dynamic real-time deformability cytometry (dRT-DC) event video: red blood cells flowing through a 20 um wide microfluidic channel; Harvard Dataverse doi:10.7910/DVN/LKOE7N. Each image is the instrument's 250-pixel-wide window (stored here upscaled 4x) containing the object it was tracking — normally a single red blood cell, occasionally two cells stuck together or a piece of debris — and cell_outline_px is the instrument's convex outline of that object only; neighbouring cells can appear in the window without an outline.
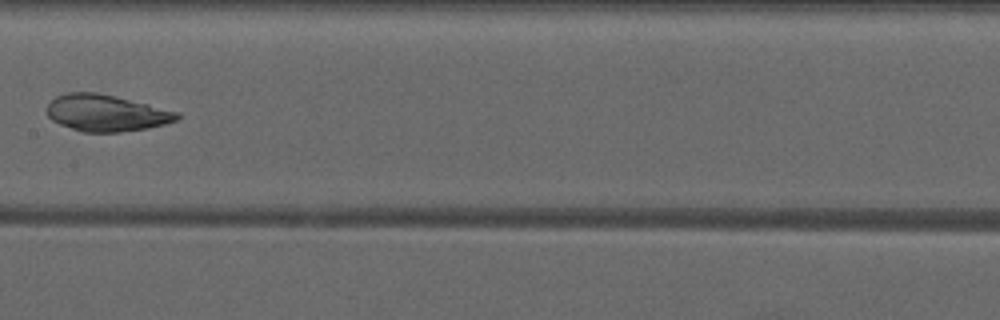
{"species": "common noctule bat (a hibernating species)", "species_latin": "Nyctalus noctula", "temperature_condition": "warm", "stored_images_in_passage": 8, "camera_frame_rate_fps": 3000, "um_per_image_px": 0.085, "animal": {"sex": "male", "forearm_length_mm": 52.5}, "frame": {"image": 1, "passage_image": 8, "time_ms": 8.333, "image_size_px": [1000, 320], "cell_outline_px": [[180, 120], [164, 124], [144, 128], [120, 132], [84, 132], [60, 124], [52, 120], [48, 116], [48, 104], [56, 96], [68, 92], [96, 92], [116, 96], [180, 112]], "centroid_in_image_um": [9.05, 9.59], "position_along_channel_um": 198.3, "area_um2": 27.63}}